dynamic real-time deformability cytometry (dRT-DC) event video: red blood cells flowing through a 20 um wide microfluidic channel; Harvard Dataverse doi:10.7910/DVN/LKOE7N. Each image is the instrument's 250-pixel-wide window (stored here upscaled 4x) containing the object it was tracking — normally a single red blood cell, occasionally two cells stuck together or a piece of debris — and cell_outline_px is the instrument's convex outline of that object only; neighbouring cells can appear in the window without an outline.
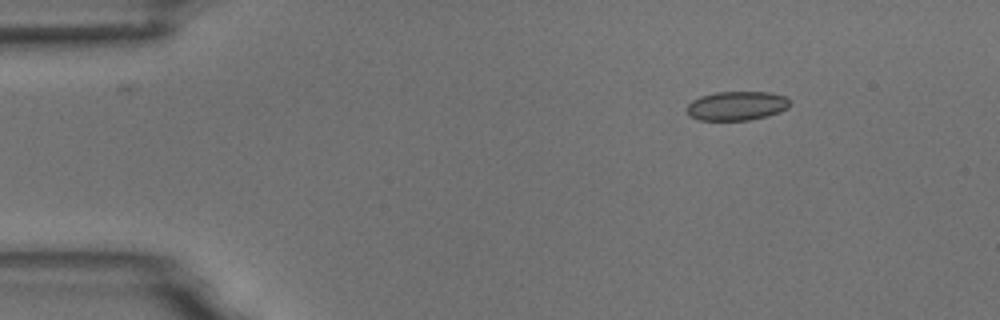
{"species": "common noctule bat (a hibernating species)", "species_latin": "Nyctalus noctula", "temperature_condition": "room temperature", "stored_images_in_passage": 4, "camera_frame_rate_fps": 3000, "um_per_image_px": 0.085, "animal": {"sex": "male", "body_mass_g": 18.8}, "frame": {"image": 1, "passage_image": 2, "time_ms": 1.333, "image_size_px": [1000, 320], "cell_outline_px": [[788, 108], [780, 112], [768, 116], [748, 120], [700, 120], [688, 116], [684, 108], [692, 100], [700, 96], [716, 92], [772, 92], [784, 96], [788, 100]], "centroid_in_image_um": [62.57, 9.0], "position_along_channel_um": 22.4, "area_um2": 17.63}}